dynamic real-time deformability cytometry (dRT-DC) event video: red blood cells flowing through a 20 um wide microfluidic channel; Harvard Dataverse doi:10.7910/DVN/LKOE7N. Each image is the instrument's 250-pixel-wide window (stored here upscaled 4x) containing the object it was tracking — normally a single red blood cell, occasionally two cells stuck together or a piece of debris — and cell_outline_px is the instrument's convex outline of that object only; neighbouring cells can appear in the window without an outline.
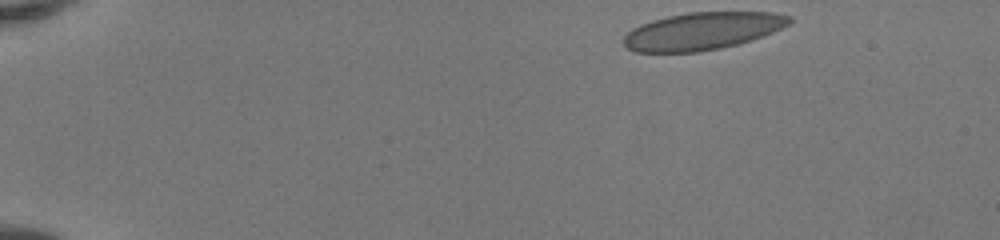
{"species": "human", "species_latin": "Homo sapiens", "temperature_condition": "room temperature", "stored_images_in_passage": 45, "camera_frame_rate_fps": 3000, "um_per_image_px": 0.085, "donor": {"sex": "female"}, "frame": {"image": 1, "passage_image": 1, "time_ms": 0.0, "image_size_px": [1000, 240], "cell_outline_px": [[792, 20], [788, 24], [772, 32], [752, 40], [720, 48], [700, 52], [636, 52], [628, 48], [624, 44], [624, 36], [632, 28], [640, 24], [652, 20], [668, 16], [688, 12], [772, 12], [792, 16]], "centroid_in_image_um": [59.69, 2.64], "position_along_channel_um": 25.3, "area_um2": 36.07}}
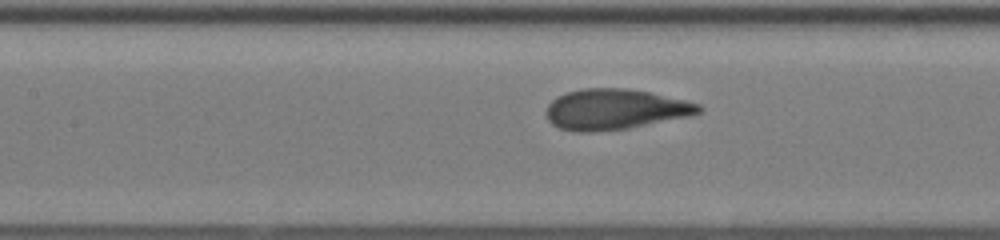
{"frame": {"image": 2, "passage_image": 19, "time_ms": 6.0, "image_size_px": [1000, 240], "cell_outline_px": [[704, 108], [700, 112], [688, 116], [628, 128], [592, 132], [572, 132], [560, 128], [552, 124], [548, 120], [548, 104], [556, 96], [568, 92], [584, 88], [628, 88], [652, 92], [700, 104]], "centroid_in_image_um": [52.27, 9.28], "position_along_channel_um": 155.1, "area_um2": 35.95}}
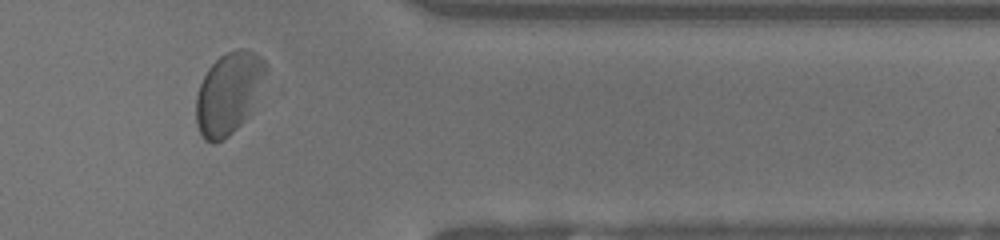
{"frame": {"image": 3, "passage_image": 37, "time_ms": 12.0, "image_size_px": [1000, 240], "cell_outline_px": [[268, 68], [252, 112], [228, 136], [216, 144], [212, 144], [204, 140], [196, 124], [196, 96], [200, 84], [208, 68], [220, 56], [228, 52], [240, 48], [252, 52], [260, 56], [264, 60]], "centroid_in_image_um": [19.43, 7.94], "position_along_channel_um": 392.0, "area_um2": 33.23}, "authors_computed_cell_mechanics": {"area_um2": 36.2984, "velocity_mm_per_s": 4.0906, "shape_relaxation_time_tau1_ms": 1.9902, "shape_relaxation_time_tau2_ms": null, "deformation_change_tau1": 0.1057, "deformation_change_tau2": null}}